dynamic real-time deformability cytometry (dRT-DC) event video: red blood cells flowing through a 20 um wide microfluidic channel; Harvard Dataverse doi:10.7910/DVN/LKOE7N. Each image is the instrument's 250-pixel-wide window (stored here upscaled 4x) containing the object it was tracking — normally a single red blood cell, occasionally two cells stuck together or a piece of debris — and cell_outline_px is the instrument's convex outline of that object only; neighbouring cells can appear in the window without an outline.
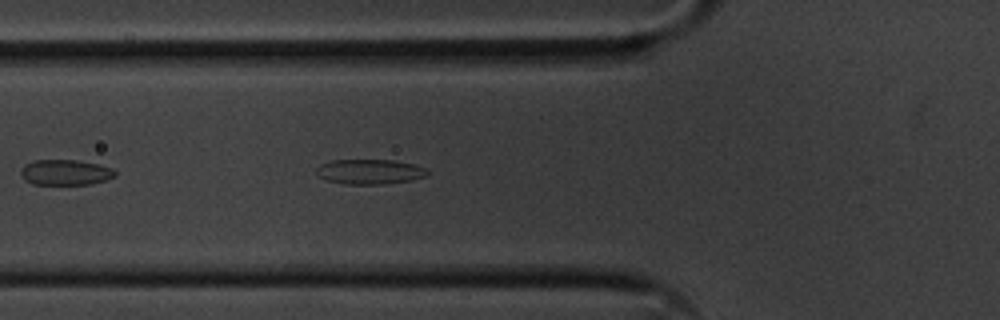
{"species": "common noctule bat (a hibernating species)", "species_latin": "Nyctalus noctula", "temperature_condition": "cold", "stored_images_in_passage": 41, "camera_frame_rate_fps": 3000, "um_per_image_px": 0.085, "animal": {"sex": "male", "body_mass_g": 20.1, "forearm_length_mm": 53.5}, "frame": {"image": 1, "passage_image": 6, "time_ms": 1.667, "image_size_px": [1000, 320], "cell_outline_px": [[428, 176], [412, 180], [380, 184], [348, 184], [328, 180], [320, 176], [316, 172], [316, 168], [320, 164], [332, 160], [392, 160], [412, 164], [428, 168]], "centroid_in_image_um": [31.46, 14.58], "position_along_channel_um": 94.3, "area_um2": 16.01}}
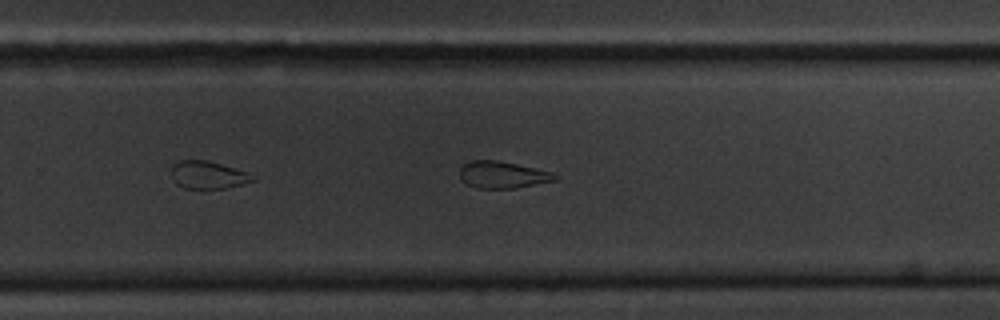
{"frame": {"image": 2, "passage_image": 22, "time_ms": 7.0, "image_size_px": [1000, 320], "cell_outline_px": [[560, 176], [556, 180], [516, 188], [476, 188], [468, 184], [460, 176], [460, 168], [464, 164], [472, 160], [496, 160], [516, 164], [552, 172]], "centroid_in_image_um": [42.74, 14.85], "position_along_channel_um": 287.1, "area_um2": 14.74}}
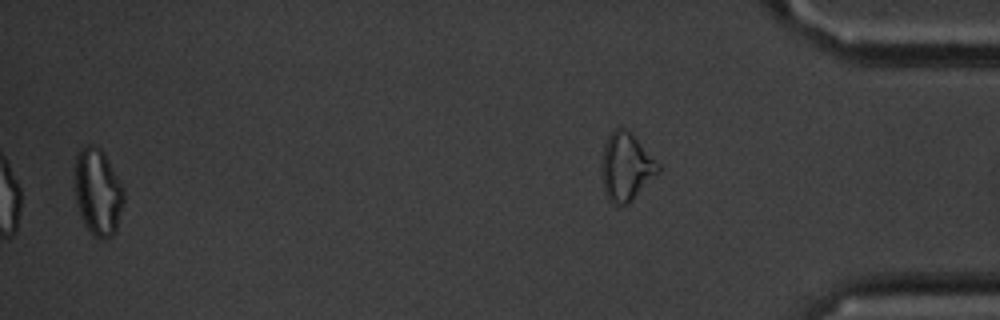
{"frame": {"image": 3, "passage_image": 41, "time_ms": 13.333, "image_size_px": [1000, 320], "cell_outline_px": [[124, 200], [116, 228], [112, 236], [108, 240], [100, 240], [92, 236], [88, 232], [80, 216], [76, 204], [76, 156], [80, 148], [88, 144], [92, 144], [100, 148], [104, 152], [120, 180], [124, 188]], "centroid_in_image_um": [8.33, 16.35], "position_along_channel_um": 426.9, "area_um2": 25.09}, "authors_computed_cell_mechanics": {"area_um2": 16.2418, "velocity_mm_per_s": 3.6164, "shape_relaxation_time_tau1_ms": null, "shape_relaxation_time_tau2_ms": 4.7973, "deformation_change_tau1": null, "deformation_change_tau2": 0.1228}}